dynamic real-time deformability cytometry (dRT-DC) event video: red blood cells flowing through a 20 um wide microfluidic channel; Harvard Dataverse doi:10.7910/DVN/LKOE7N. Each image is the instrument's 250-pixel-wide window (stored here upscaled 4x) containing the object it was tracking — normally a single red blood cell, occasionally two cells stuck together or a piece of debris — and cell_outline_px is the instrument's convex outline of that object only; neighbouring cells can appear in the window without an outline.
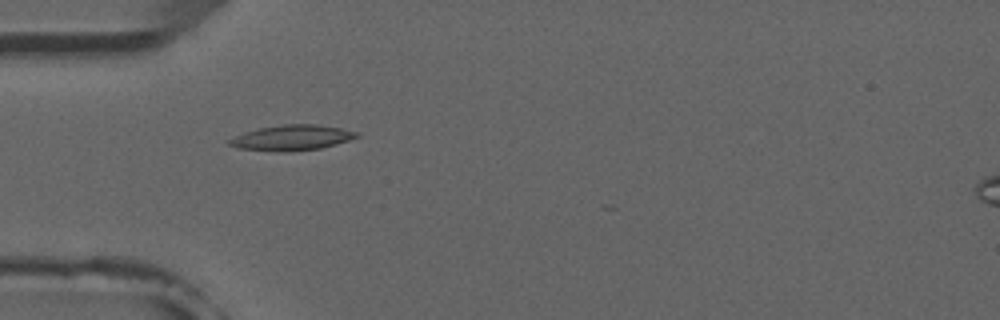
{"species": "common noctule bat (a hibernating species)", "species_latin": "Nyctalus noctula", "temperature_condition": "room temperature", "stored_images_in_passage": 6, "camera_frame_rate_fps": 3000, "um_per_image_px": 0.085, "animal": {"sex": "male", "forearm_length_mm": 52.5}, "frame": {"image": 1, "passage_image": 4, "time_ms": 4.333, "image_size_px": [1000, 320], "cell_outline_px": [[360, 136], [336, 144], [320, 148], [284, 152], [240, 148], [228, 144], [228, 140], [244, 132], [260, 128], [284, 124], [316, 124], [340, 128], [360, 132]], "centroid_in_image_um": [24.84, 11.7], "position_along_channel_um": 60.2, "area_um2": 18.61}}
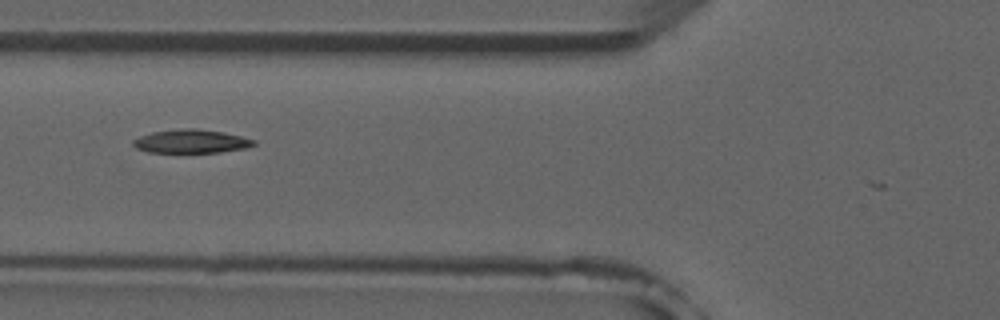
{"frame": {"image": 2, "passage_image": 5, "time_ms": 5.667, "image_size_px": [1000, 320], "cell_outline_px": [[256, 144], [244, 148], [220, 152], [148, 152], [136, 148], [132, 144], [132, 140], [140, 136], [152, 132], [184, 128], [196, 128], [220, 132], [240, 136], [256, 140]], "centroid_in_image_um": [16.22, 12.01], "position_along_channel_um": 109.6, "area_um2": 16.36}}